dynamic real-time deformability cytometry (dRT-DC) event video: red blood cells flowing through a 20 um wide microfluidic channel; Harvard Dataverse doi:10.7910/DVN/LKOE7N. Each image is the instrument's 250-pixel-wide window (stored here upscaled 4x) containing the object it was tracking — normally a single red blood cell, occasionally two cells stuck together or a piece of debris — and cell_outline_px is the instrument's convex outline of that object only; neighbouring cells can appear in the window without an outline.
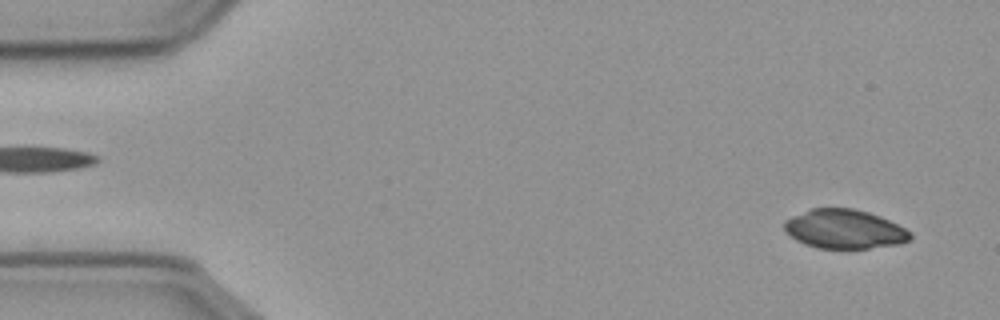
{"species": "common noctule bat (a hibernating species)", "species_latin": "Nyctalus noctula", "temperature_condition": "cold", "stored_images_in_passage": 57, "segment_of_instrument_passage": [1, 2], "camera_frame_rate_fps": 3000, "um_per_image_px": 0.085, "animal": {"sex": "male", "body_mass_g": 23.1, "forearm_length_mm": 52.7}, "frame": {"image": 1, "passage_image": 3, "time_ms": 0.667, "image_size_px": [1000, 320], "cell_outline_px": [[912, 236], [908, 240], [900, 244], [868, 248], [820, 248], [804, 244], [796, 240], [784, 228], [784, 220], [792, 216], [812, 208], [852, 208], [868, 212], [880, 216], [912, 232]], "centroid_in_image_um": [71.78, 19.47], "position_along_channel_um": 13.2, "area_um2": 28.5}}